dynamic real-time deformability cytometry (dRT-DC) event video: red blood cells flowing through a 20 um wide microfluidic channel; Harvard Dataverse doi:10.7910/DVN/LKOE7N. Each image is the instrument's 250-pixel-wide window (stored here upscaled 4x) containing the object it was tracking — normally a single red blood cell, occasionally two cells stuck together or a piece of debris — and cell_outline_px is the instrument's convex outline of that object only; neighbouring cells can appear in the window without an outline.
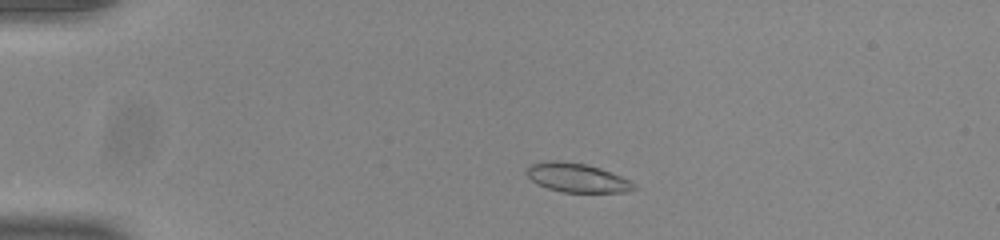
{"species": "common noctule bat (a hibernating species)", "species_latin": "Nyctalus noctula", "temperature_condition": "room temperature", "stored_images_in_passage": 43, "camera_frame_rate_fps": 3000, "um_per_image_px": 0.085, "animal": {"sex": "male", "body_mass_g": 20.0, "forearm_length_mm": 53.3}, "frame": {"image": 1, "passage_image": 2, "time_ms": 0.333, "image_size_px": [1000, 240], "cell_outline_px": [[640, 188], [628, 192], [564, 192], [548, 188], [536, 184], [524, 172], [532, 164], [544, 160], [560, 160], [584, 164], [600, 168], [632, 180]], "centroid_in_image_um": [49.09, 15.11], "position_along_channel_um": 35.9, "area_um2": 18.38}}
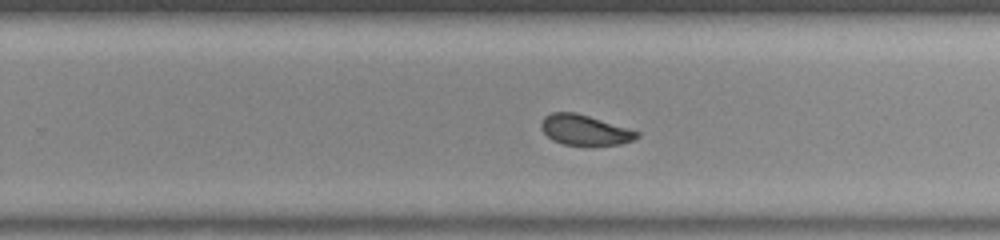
{"frame": {"image": 2, "passage_image": 25, "time_ms": 8.0, "image_size_px": [1000, 240], "cell_outline_px": [[640, 136], [632, 140], [620, 144], [564, 144], [552, 140], [540, 128], [540, 124], [544, 116], [552, 112], [576, 112], [640, 132]], "centroid_in_image_um": [49.67, 11.03], "position_along_channel_um": 280.1, "area_um2": 16.59}}
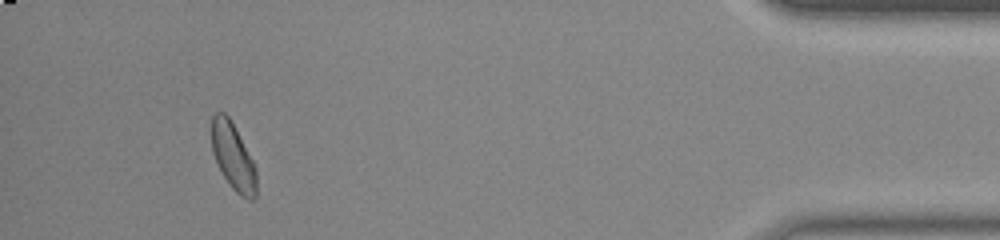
{"frame": {"image": 3, "passage_image": 40, "time_ms": 13.0, "image_size_px": [1000, 240], "cell_outline_px": [[256, 200], [248, 200], [240, 196], [232, 188], [224, 176], [212, 152], [212, 116], [216, 112], [224, 112], [228, 116], [252, 160], [256, 172]], "centroid_in_image_um": [19.82, 13.35], "position_along_channel_um": 415.4, "area_um2": 17.05}, "authors_computed_cell_mechanics": {"area_um2": 17.8602, "velocity_mm_per_s": 3.877, "shape_relaxation_time_tau1_ms": 3.282, "shape_relaxation_time_tau2_ms": 1.5771, "deformation_change_tau1": 0.0841, "deformation_change_tau2": 0.036}}